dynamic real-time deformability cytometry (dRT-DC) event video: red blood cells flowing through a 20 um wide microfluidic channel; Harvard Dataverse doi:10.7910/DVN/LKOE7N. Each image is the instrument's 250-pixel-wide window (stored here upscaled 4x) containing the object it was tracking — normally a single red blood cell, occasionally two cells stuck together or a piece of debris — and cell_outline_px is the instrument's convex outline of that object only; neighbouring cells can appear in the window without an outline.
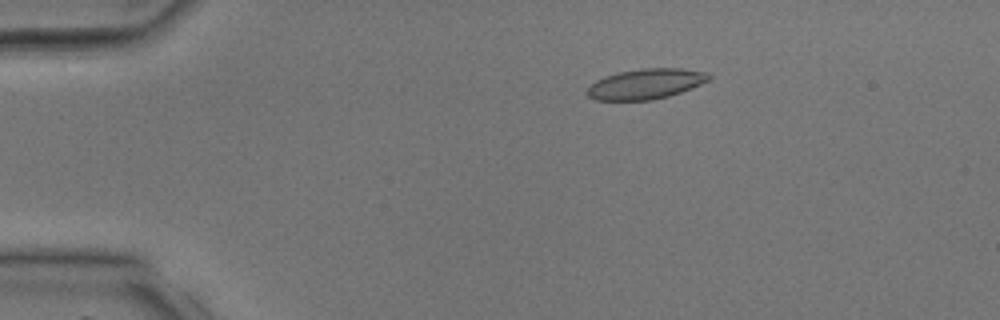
{"species": "common noctule bat (a hibernating species)", "species_latin": "Nyctalus noctula", "temperature_condition": "room temperature", "stored_images_in_passage": 40, "camera_frame_rate_fps": 3000, "um_per_image_px": 0.085, "animal": {"sex": "male", "body_mass_g": 17.9, "forearm_length_mm": 54.2}, "frame": {"image": 1, "passage_image": 8, "time_ms": 2.333, "image_size_px": [1000, 320], "cell_outline_px": [[712, 76], [708, 80], [692, 88], [668, 96], [652, 100], [596, 100], [588, 96], [584, 92], [596, 80], [604, 76], [620, 72], [640, 68], [680, 68], [708, 72]], "centroid_in_image_um": [54.88, 7.13], "position_along_channel_um": 30.1, "area_um2": 21.5}}
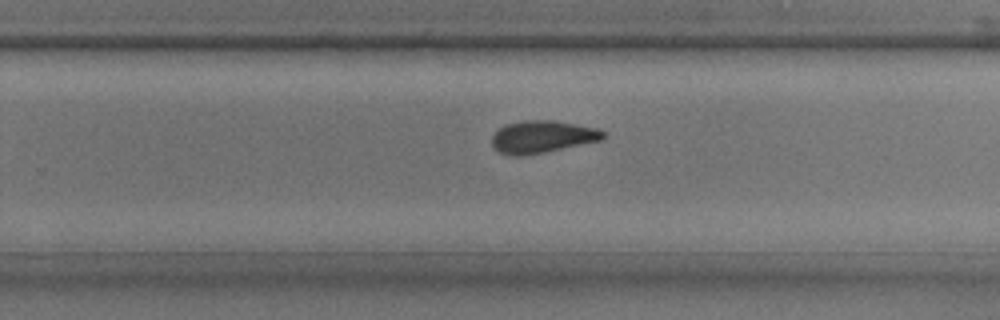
{"frame": {"image": 2, "passage_image": 26, "time_ms": 8.333, "image_size_px": [1000, 320], "cell_outline_px": [[608, 136], [604, 140], [524, 156], [508, 156], [492, 148], [492, 136], [504, 124], [524, 120], [556, 120], [600, 128]], "centroid_in_image_um": [46.13, 11.62], "position_along_channel_um": 283.7, "area_um2": 21.44}}
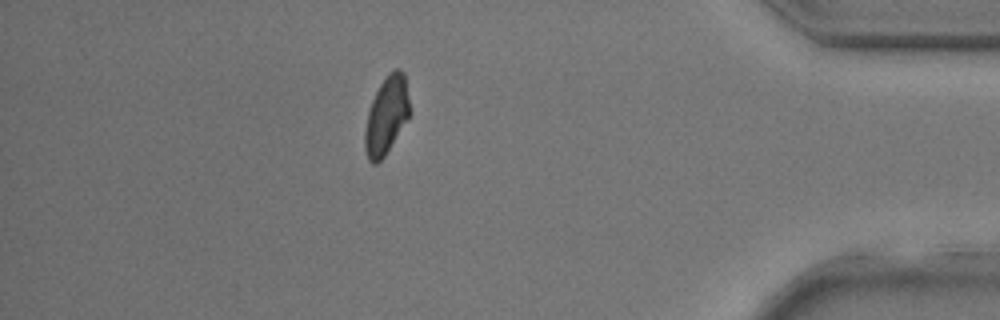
{"frame": {"image": 3, "passage_image": 35, "time_ms": 11.333, "image_size_px": [1000, 320], "cell_outline_px": [[408, 116], [384, 156], [376, 164], [372, 164], [368, 160], [364, 148], [364, 132], [368, 112], [372, 100], [380, 84], [388, 72], [392, 68], [400, 68], [404, 72], [408, 100]], "centroid_in_image_um": [32.81, 9.79], "position_along_channel_um": 402.4, "area_um2": 19.83}}